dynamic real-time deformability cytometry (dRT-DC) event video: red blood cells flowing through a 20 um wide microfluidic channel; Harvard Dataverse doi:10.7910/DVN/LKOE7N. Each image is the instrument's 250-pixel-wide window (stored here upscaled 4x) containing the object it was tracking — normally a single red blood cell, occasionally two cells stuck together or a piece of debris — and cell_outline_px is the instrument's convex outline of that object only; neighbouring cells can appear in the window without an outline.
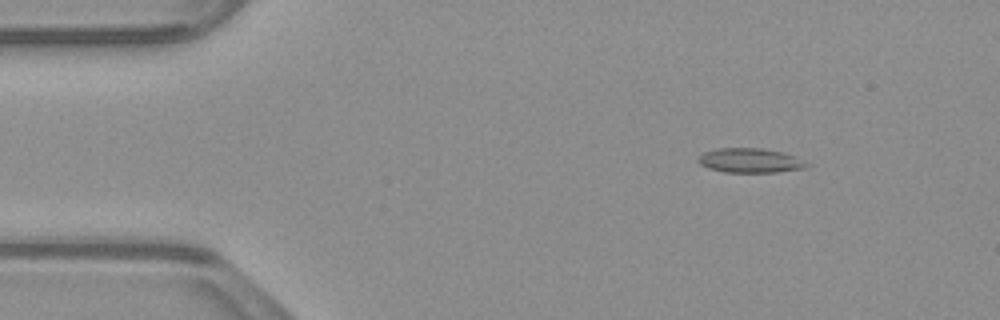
{"species": "common noctule bat (a hibernating species)", "species_latin": "Nyctalus noctula", "temperature_condition": "warm", "stored_images_in_passage": 53, "camera_frame_rate_fps": 3000, "um_per_image_px": 0.085, "animal": {"sex": "male", "body_mass_g": 23.1, "forearm_length_mm": 52.7}, "frame": {"image": 1, "passage_image": 7, "time_ms": 2.0, "image_size_px": [1000, 320], "cell_outline_px": [[812, 164], [804, 168], [776, 172], [724, 172], [708, 168], [700, 164], [696, 160], [696, 156], [704, 152], [716, 148], [760, 148], [784, 152]], "centroid_in_image_um": [63.72, 13.64], "position_along_channel_um": 21.3, "area_um2": 15.61}}
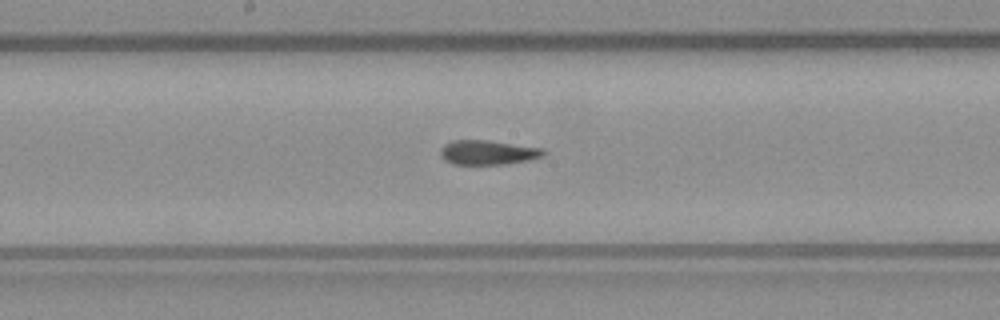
{"frame": {"image": 2, "passage_image": 27, "time_ms": 8.667, "image_size_px": [1000, 320], "cell_outline_px": [[548, 152], [544, 156], [528, 160], [504, 164], [452, 164], [444, 160], [440, 156], [440, 148], [444, 144], [452, 140], [488, 140], [544, 148]], "centroid_in_image_um": [41.47, 12.95], "position_along_channel_um": 206.7, "area_um2": 14.91}}
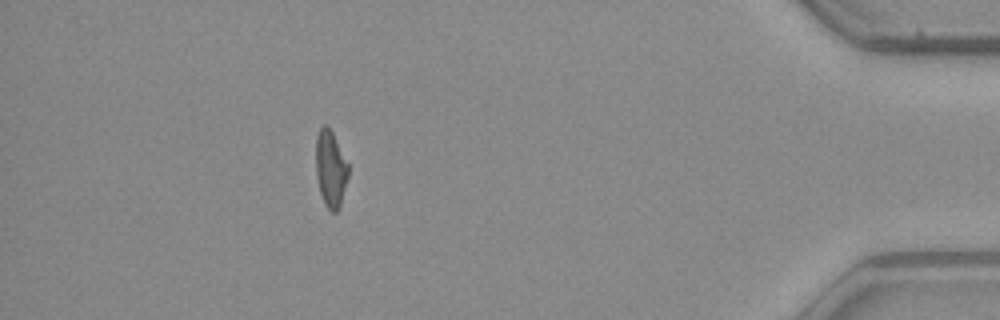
{"frame": {"image": 3, "passage_image": 47, "time_ms": 15.333, "image_size_px": [1000, 320], "cell_outline_px": [[348, 176], [340, 208], [336, 212], [332, 212], [324, 204], [320, 192], [316, 176], [316, 136], [320, 128], [324, 124], [332, 132], [348, 164]], "centroid_in_image_um": [28.09, 14.38], "position_along_channel_um": 407.1, "area_um2": 14.39}, "authors_computed_cell_mechanics": {"area_um2": 15.028, "velocity_mm_per_s": 3.908, "shape_relaxation_time_tau1_ms": null, "shape_relaxation_time_tau2_ms": 2.3135, "deformation_change_tau1": null, "deformation_change_tau2": 0.0845}}